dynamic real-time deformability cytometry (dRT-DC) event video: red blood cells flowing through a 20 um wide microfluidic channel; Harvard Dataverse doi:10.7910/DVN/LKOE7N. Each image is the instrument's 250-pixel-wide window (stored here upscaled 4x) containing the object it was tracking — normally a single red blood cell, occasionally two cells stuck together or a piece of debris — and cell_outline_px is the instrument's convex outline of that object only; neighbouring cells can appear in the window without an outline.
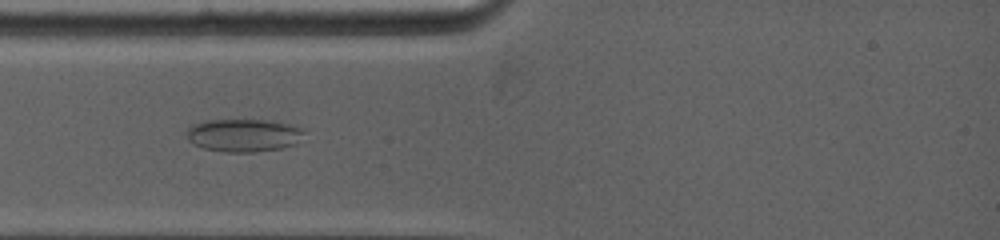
{"species": "common noctule bat (a hibernating species)", "species_latin": "Nyctalus noctula", "temperature_condition": "warm", "stored_images_in_passage": 53, "camera_frame_rate_fps": 5000, "um_per_image_px": 0.085, "animal": {"sex": "female", "body_mass_g": 19.0, "forearm_length_mm": 53.3}, "frame": {"image": 1, "passage_image": 10, "time_ms": 2.4, "image_size_px": [1000, 240], "cell_outline_px": [[304, 132], [296, 144], [280, 148], [256, 152], [224, 152], [204, 148], [188, 140], [188, 128], [204, 120], [272, 120], [288, 124], [300, 128]], "centroid_in_image_um": [20.72, 11.5], "position_along_channel_um": 64.3, "area_um2": 22.25}}
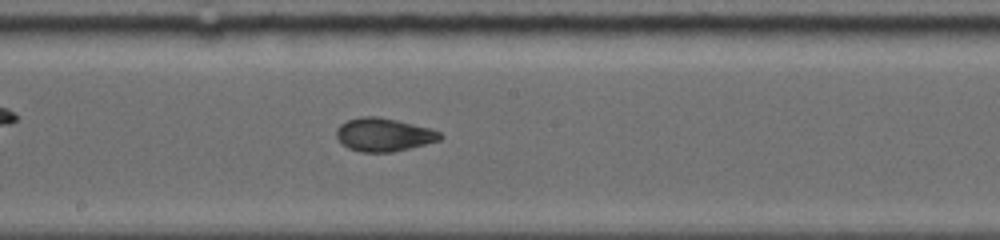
{"frame": {"image": 2, "passage_image": 25, "time_ms": 6.2, "image_size_px": [1000, 240], "cell_outline_px": [[444, 136], [440, 140], [392, 152], [364, 152], [348, 148], [336, 136], [336, 128], [340, 124], [348, 120], [360, 116], [376, 116], [396, 120], [432, 128], [440, 132]], "centroid_in_image_um": [32.63, 11.43], "position_along_channel_um": 215.6, "area_um2": 20.0}}
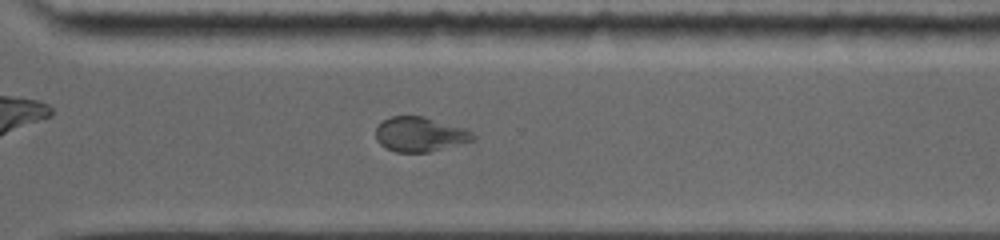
{"frame": {"image": 3, "passage_image": 37, "time_ms": 9.2, "image_size_px": [1000, 240], "cell_outline_px": [[476, 140], [428, 152], [396, 152], [384, 148], [376, 140], [376, 128], [384, 120], [392, 116], [424, 116], [464, 128], [472, 132], [476, 136]], "centroid_in_image_um": [35.7, 11.42], "position_along_channel_um": 334.9, "area_um2": 19.65}, "authors_computed_cell_mechanics": {"area_um2": 20.9236, "velocity_mm_per_s": 3.9782, "shape_relaxation_time_tau1_ms": null, "shape_relaxation_time_tau2_ms": 1.3863, "deformation_change_tau1": null, "deformation_change_tau2": 0.0621}}